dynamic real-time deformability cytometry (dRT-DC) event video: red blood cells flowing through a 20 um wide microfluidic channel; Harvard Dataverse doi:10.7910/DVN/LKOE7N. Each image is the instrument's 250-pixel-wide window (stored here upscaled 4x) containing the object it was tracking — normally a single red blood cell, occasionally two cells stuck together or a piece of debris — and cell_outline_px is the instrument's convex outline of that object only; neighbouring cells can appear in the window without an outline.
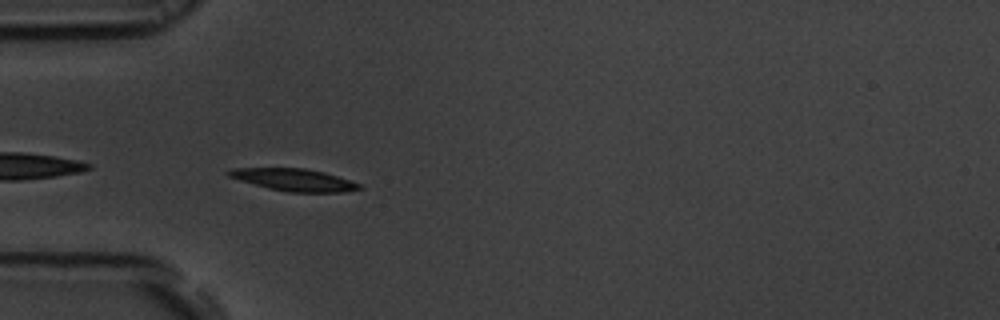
{"species": "common noctule bat (a hibernating species)", "species_latin": "Nyctalus noctula", "temperature_condition": "room temperature", "stored_images_in_passage": 41, "camera_frame_rate_fps": 3000, "um_per_image_px": 0.085, "animal": {"sex": "male", "body_mass_g": 19.5, "forearm_length_mm": 54.6}, "frame": {"image": 1, "passage_image": 2, "time_ms": 0.333, "image_size_px": [1000, 320], "cell_outline_px": [[364, 188], [344, 192], [288, 192], [268, 188], [240, 180], [228, 176], [224, 172], [232, 168], [304, 168], [324, 172], [360, 184]], "centroid_in_image_um": [24.97, 15.28], "position_along_channel_um": 60.0, "area_um2": 16.82}}
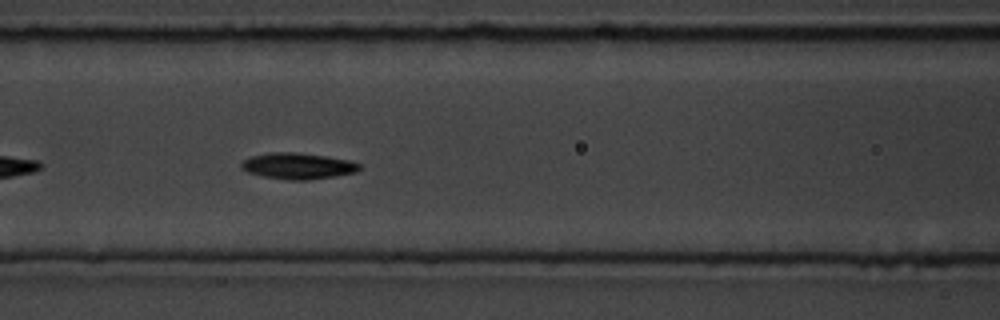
{"frame": {"image": 2, "passage_image": 9, "time_ms": 2.667, "image_size_px": [1000, 320], "cell_outline_px": [[360, 168], [356, 172], [336, 176], [308, 180], [288, 180], [264, 176], [248, 172], [240, 168], [240, 164], [244, 160], [252, 156], [268, 152], [292, 152], [324, 156], [352, 160], [360, 164]], "centroid_in_image_um": [25.33, 14.11], "position_along_channel_um": 141.3, "area_um2": 17.98}}
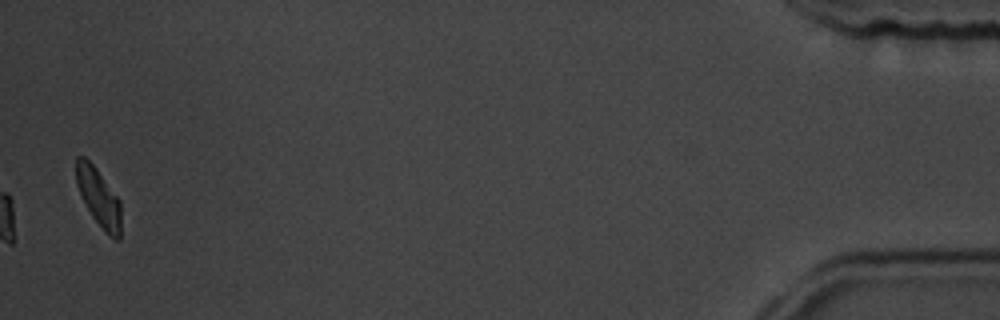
{"frame": {"image": 3, "passage_image": 40, "time_ms": 13.0, "image_size_px": [1000, 320], "cell_outline_px": [[120, 240], [116, 240], [108, 236], [92, 216], [80, 196], [76, 184], [76, 156], [84, 156], [96, 168], [120, 200]], "centroid_in_image_um": [8.37, 16.79], "position_along_channel_um": 426.8, "area_um2": 15.2}, "authors_computed_cell_mechanics": {"area_um2": 16.8198, "velocity_mm_per_s": 3.6362, "shape_relaxation_time_tau1_ms": 1.4876, "shape_relaxation_time_tau2_ms": null, "deformation_change_tau1": 0.0979, "deformation_change_tau2": null}}